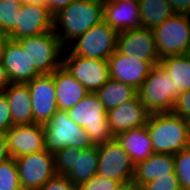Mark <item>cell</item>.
<instances>
[{
	"instance_id": "obj_6",
	"label": "cell",
	"mask_w": 190,
	"mask_h": 190,
	"mask_svg": "<svg viewBox=\"0 0 190 190\" xmlns=\"http://www.w3.org/2000/svg\"><path fill=\"white\" fill-rule=\"evenodd\" d=\"M43 128L45 148L53 154L67 147L83 150L94 146L83 127L77 125L67 111L58 110Z\"/></svg>"
},
{
	"instance_id": "obj_28",
	"label": "cell",
	"mask_w": 190,
	"mask_h": 190,
	"mask_svg": "<svg viewBox=\"0 0 190 190\" xmlns=\"http://www.w3.org/2000/svg\"><path fill=\"white\" fill-rule=\"evenodd\" d=\"M22 0H0V29L10 33L17 25Z\"/></svg>"
},
{
	"instance_id": "obj_33",
	"label": "cell",
	"mask_w": 190,
	"mask_h": 190,
	"mask_svg": "<svg viewBox=\"0 0 190 190\" xmlns=\"http://www.w3.org/2000/svg\"><path fill=\"white\" fill-rule=\"evenodd\" d=\"M173 112L190 121V89L179 94Z\"/></svg>"
},
{
	"instance_id": "obj_1",
	"label": "cell",
	"mask_w": 190,
	"mask_h": 190,
	"mask_svg": "<svg viewBox=\"0 0 190 190\" xmlns=\"http://www.w3.org/2000/svg\"><path fill=\"white\" fill-rule=\"evenodd\" d=\"M104 1L74 0L54 14L53 30L65 48L104 20Z\"/></svg>"
},
{
	"instance_id": "obj_9",
	"label": "cell",
	"mask_w": 190,
	"mask_h": 190,
	"mask_svg": "<svg viewBox=\"0 0 190 190\" xmlns=\"http://www.w3.org/2000/svg\"><path fill=\"white\" fill-rule=\"evenodd\" d=\"M118 34L103 20L80 35L67 48L77 56L107 60L117 50Z\"/></svg>"
},
{
	"instance_id": "obj_13",
	"label": "cell",
	"mask_w": 190,
	"mask_h": 190,
	"mask_svg": "<svg viewBox=\"0 0 190 190\" xmlns=\"http://www.w3.org/2000/svg\"><path fill=\"white\" fill-rule=\"evenodd\" d=\"M26 84L30 90L33 124L44 125L58 111L53 72L40 74Z\"/></svg>"
},
{
	"instance_id": "obj_42",
	"label": "cell",
	"mask_w": 190,
	"mask_h": 190,
	"mask_svg": "<svg viewBox=\"0 0 190 190\" xmlns=\"http://www.w3.org/2000/svg\"><path fill=\"white\" fill-rule=\"evenodd\" d=\"M22 3H28V4L48 7V0H22Z\"/></svg>"
},
{
	"instance_id": "obj_19",
	"label": "cell",
	"mask_w": 190,
	"mask_h": 190,
	"mask_svg": "<svg viewBox=\"0 0 190 190\" xmlns=\"http://www.w3.org/2000/svg\"><path fill=\"white\" fill-rule=\"evenodd\" d=\"M104 21L118 33L140 28L139 0H105Z\"/></svg>"
},
{
	"instance_id": "obj_4",
	"label": "cell",
	"mask_w": 190,
	"mask_h": 190,
	"mask_svg": "<svg viewBox=\"0 0 190 190\" xmlns=\"http://www.w3.org/2000/svg\"><path fill=\"white\" fill-rule=\"evenodd\" d=\"M16 41L40 74H50L62 66L65 47L54 30Z\"/></svg>"
},
{
	"instance_id": "obj_21",
	"label": "cell",
	"mask_w": 190,
	"mask_h": 190,
	"mask_svg": "<svg viewBox=\"0 0 190 190\" xmlns=\"http://www.w3.org/2000/svg\"><path fill=\"white\" fill-rule=\"evenodd\" d=\"M58 110L68 111L89 92L63 66L53 72Z\"/></svg>"
},
{
	"instance_id": "obj_27",
	"label": "cell",
	"mask_w": 190,
	"mask_h": 190,
	"mask_svg": "<svg viewBox=\"0 0 190 190\" xmlns=\"http://www.w3.org/2000/svg\"><path fill=\"white\" fill-rule=\"evenodd\" d=\"M137 93L132 86L111 77L96 92L107 111L132 99Z\"/></svg>"
},
{
	"instance_id": "obj_3",
	"label": "cell",
	"mask_w": 190,
	"mask_h": 190,
	"mask_svg": "<svg viewBox=\"0 0 190 190\" xmlns=\"http://www.w3.org/2000/svg\"><path fill=\"white\" fill-rule=\"evenodd\" d=\"M67 113L77 125L83 127L94 146L114 139L108 124L107 110L96 93L89 92Z\"/></svg>"
},
{
	"instance_id": "obj_43",
	"label": "cell",
	"mask_w": 190,
	"mask_h": 190,
	"mask_svg": "<svg viewBox=\"0 0 190 190\" xmlns=\"http://www.w3.org/2000/svg\"><path fill=\"white\" fill-rule=\"evenodd\" d=\"M189 139H190V121H189Z\"/></svg>"
},
{
	"instance_id": "obj_25",
	"label": "cell",
	"mask_w": 190,
	"mask_h": 190,
	"mask_svg": "<svg viewBox=\"0 0 190 190\" xmlns=\"http://www.w3.org/2000/svg\"><path fill=\"white\" fill-rule=\"evenodd\" d=\"M159 65L174 82L175 89L184 92L190 89V53L160 59Z\"/></svg>"
},
{
	"instance_id": "obj_17",
	"label": "cell",
	"mask_w": 190,
	"mask_h": 190,
	"mask_svg": "<svg viewBox=\"0 0 190 190\" xmlns=\"http://www.w3.org/2000/svg\"><path fill=\"white\" fill-rule=\"evenodd\" d=\"M10 158L45 150L44 128L41 124L15 125L5 132Z\"/></svg>"
},
{
	"instance_id": "obj_18",
	"label": "cell",
	"mask_w": 190,
	"mask_h": 190,
	"mask_svg": "<svg viewBox=\"0 0 190 190\" xmlns=\"http://www.w3.org/2000/svg\"><path fill=\"white\" fill-rule=\"evenodd\" d=\"M150 112L137 93L132 99L107 111L108 124L113 136L147 124Z\"/></svg>"
},
{
	"instance_id": "obj_23",
	"label": "cell",
	"mask_w": 190,
	"mask_h": 190,
	"mask_svg": "<svg viewBox=\"0 0 190 190\" xmlns=\"http://www.w3.org/2000/svg\"><path fill=\"white\" fill-rule=\"evenodd\" d=\"M175 173L174 155L153 153L135 165L133 182L140 188L159 177Z\"/></svg>"
},
{
	"instance_id": "obj_2",
	"label": "cell",
	"mask_w": 190,
	"mask_h": 190,
	"mask_svg": "<svg viewBox=\"0 0 190 190\" xmlns=\"http://www.w3.org/2000/svg\"><path fill=\"white\" fill-rule=\"evenodd\" d=\"M146 126L154 153L174 155L190 147L189 121L174 112L151 113Z\"/></svg>"
},
{
	"instance_id": "obj_26",
	"label": "cell",
	"mask_w": 190,
	"mask_h": 190,
	"mask_svg": "<svg viewBox=\"0 0 190 190\" xmlns=\"http://www.w3.org/2000/svg\"><path fill=\"white\" fill-rule=\"evenodd\" d=\"M141 27L154 30L166 19L174 15L168 0H139Z\"/></svg>"
},
{
	"instance_id": "obj_10",
	"label": "cell",
	"mask_w": 190,
	"mask_h": 190,
	"mask_svg": "<svg viewBox=\"0 0 190 190\" xmlns=\"http://www.w3.org/2000/svg\"><path fill=\"white\" fill-rule=\"evenodd\" d=\"M62 66L91 93H96L110 78L107 60L77 56L68 48L64 50Z\"/></svg>"
},
{
	"instance_id": "obj_37",
	"label": "cell",
	"mask_w": 190,
	"mask_h": 190,
	"mask_svg": "<svg viewBox=\"0 0 190 190\" xmlns=\"http://www.w3.org/2000/svg\"><path fill=\"white\" fill-rule=\"evenodd\" d=\"M74 0H48V7L53 14L67 7Z\"/></svg>"
},
{
	"instance_id": "obj_16",
	"label": "cell",
	"mask_w": 190,
	"mask_h": 190,
	"mask_svg": "<svg viewBox=\"0 0 190 190\" xmlns=\"http://www.w3.org/2000/svg\"><path fill=\"white\" fill-rule=\"evenodd\" d=\"M111 78L132 86L137 91L155 66L136 56H127L117 50L107 59Z\"/></svg>"
},
{
	"instance_id": "obj_30",
	"label": "cell",
	"mask_w": 190,
	"mask_h": 190,
	"mask_svg": "<svg viewBox=\"0 0 190 190\" xmlns=\"http://www.w3.org/2000/svg\"><path fill=\"white\" fill-rule=\"evenodd\" d=\"M174 163L181 189L190 190V147L174 154Z\"/></svg>"
},
{
	"instance_id": "obj_34",
	"label": "cell",
	"mask_w": 190,
	"mask_h": 190,
	"mask_svg": "<svg viewBox=\"0 0 190 190\" xmlns=\"http://www.w3.org/2000/svg\"><path fill=\"white\" fill-rule=\"evenodd\" d=\"M9 105L6 96L0 92V132H6L13 127Z\"/></svg>"
},
{
	"instance_id": "obj_12",
	"label": "cell",
	"mask_w": 190,
	"mask_h": 190,
	"mask_svg": "<svg viewBox=\"0 0 190 190\" xmlns=\"http://www.w3.org/2000/svg\"><path fill=\"white\" fill-rule=\"evenodd\" d=\"M97 175L116 180L120 184L132 182L135 164L115 139L97 146Z\"/></svg>"
},
{
	"instance_id": "obj_5",
	"label": "cell",
	"mask_w": 190,
	"mask_h": 190,
	"mask_svg": "<svg viewBox=\"0 0 190 190\" xmlns=\"http://www.w3.org/2000/svg\"><path fill=\"white\" fill-rule=\"evenodd\" d=\"M142 104L150 113L173 112L179 89L160 65H155L138 90Z\"/></svg>"
},
{
	"instance_id": "obj_31",
	"label": "cell",
	"mask_w": 190,
	"mask_h": 190,
	"mask_svg": "<svg viewBox=\"0 0 190 190\" xmlns=\"http://www.w3.org/2000/svg\"><path fill=\"white\" fill-rule=\"evenodd\" d=\"M181 186L176 173L168 176L159 177L153 181L144 184L141 190H180Z\"/></svg>"
},
{
	"instance_id": "obj_22",
	"label": "cell",
	"mask_w": 190,
	"mask_h": 190,
	"mask_svg": "<svg viewBox=\"0 0 190 190\" xmlns=\"http://www.w3.org/2000/svg\"><path fill=\"white\" fill-rule=\"evenodd\" d=\"M2 92L6 96L13 125L33 124L32 102L27 84L10 83Z\"/></svg>"
},
{
	"instance_id": "obj_32",
	"label": "cell",
	"mask_w": 190,
	"mask_h": 190,
	"mask_svg": "<svg viewBox=\"0 0 190 190\" xmlns=\"http://www.w3.org/2000/svg\"><path fill=\"white\" fill-rule=\"evenodd\" d=\"M121 184L116 180L95 175L78 186V190H116Z\"/></svg>"
},
{
	"instance_id": "obj_8",
	"label": "cell",
	"mask_w": 190,
	"mask_h": 190,
	"mask_svg": "<svg viewBox=\"0 0 190 190\" xmlns=\"http://www.w3.org/2000/svg\"><path fill=\"white\" fill-rule=\"evenodd\" d=\"M153 32L160 59L190 53V16L174 14Z\"/></svg>"
},
{
	"instance_id": "obj_14",
	"label": "cell",
	"mask_w": 190,
	"mask_h": 190,
	"mask_svg": "<svg viewBox=\"0 0 190 190\" xmlns=\"http://www.w3.org/2000/svg\"><path fill=\"white\" fill-rule=\"evenodd\" d=\"M117 51L123 55L136 56L141 61H150L154 65H159L160 57L153 30L140 27L120 32L117 39Z\"/></svg>"
},
{
	"instance_id": "obj_41",
	"label": "cell",
	"mask_w": 190,
	"mask_h": 190,
	"mask_svg": "<svg viewBox=\"0 0 190 190\" xmlns=\"http://www.w3.org/2000/svg\"><path fill=\"white\" fill-rule=\"evenodd\" d=\"M116 190H141L133 181L121 184Z\"/></svg>"
},
{
	"instance_id": "obj_15",
	"label": "cell",
	"mask_w": 190,
	"mask_h": 190,
	"mask_svg": "<svg viewBox=\"0 0 190 190\" xmlns=\"http://www.w3.org/2000/svg\"><path fill=\"white\" fill-rule=\"evenodd\" d=\"M54 14L49 7L23 3L18 12L17 25L9 33L12 40L53 30Z\"/></svg>"
},
{
	"instance_id": "obj_7",
	"label": "cell",
	"mask_w": 190,
	"mask_h": 190,
	"mask_svg": "<svg viewBox=\"0 0 190 190\" xmlns=\"http://www.w3.org/2000/svg\"><path fill=\"white\" fill-rule=\"evenodd\" d=\"M97 146L88 149L67 147L54 153L55 171L77 187L97 174Z\"/></svg>"
},
{
	"instance_id": "obj_36",
	"label": "cell",
	"mask_w": 190,
	"mask_h": 190,
	"mask_svg": "<svg viewBox=\"0 0 190 190\" xmlns=\"http://www.w3.org/2000/svg\"><path fill=\"white\" fill-rule=\"evenodd\" d=\"M175 14L190 16V0H168Z\"/></svg>"
},
{
	"instance_id": "obj_24",
	"label": "cell",
	"mask_w": 190,
	"mask_h": 190,
	"mask_svg": "<svg viewBox=\"0 0 190 190\" xmlns=\"http://www.w3.org/2000/svg\"><path fill=\"white\" fill-rule=\"evenodd\" d=\"M114 139L128 153L135 165L154 153L146 125L118 133Z\"/></svg>"
},
{
	"instance_id": "obj_39",
	"label": "cell",
	"mask_w": 190,
	"mask_h": 190,
	"mask_svg": "<svg viewBox=\"0 0 190 190\" xmlns=\"http://www.w3.org/2000/svg\"><path fill=\"white\" fill-rule=\"evenodd\" d=\"M10 40L11 37L9 33L0 29V61H2L6 46Z\"/></svg>"
},
{
	"instance_id": "obj_11",
	"label": "cell",
	"mask_w": 190,
	"mask_h": 190,
	"mask_svg": "<svg viewBox=\"0 0 190 190\" xmlns=\"http://www.w3.org/2000/svg\"><path fill=\"white\" fill-rule=\"evenodd\" d=\"M15 161L23 190H39L57 175L54 154L46 149L17 157Z\"/></svg>"
},
{
	"instance_id": "obj_29",
	"label": "cell",
	"mask_w": 190,
	"mask_h": 190,
	"mask_svg": "<svg viewBox=\"0 0 190 190\" xmlns=\"http://www.w3.org/2000/svg\"><path fill=\"white\" fill-rule=\"evenodd\" d=\"M0 190H22L14 158L0 163Z\"/></svg>"
},
{
	"instance_id": "obj_40",
	"label": "cell",
	"mask_w": 190,
	"mask_h": 190,
	"mask_svg": "<svg viewBox=\"0 0 190 190\" xmlns=\"http://www.w3.org/2000/svg\"><path fill=\"white\" fill-rule=\"evenodd\" d=\"M10 83L11 82L6 72V69L2 64V61H0V92L6 89Z\"/></svg>"
},
{
	"instance_id": "obj_35",
	"label": "cell",
	"mask_w": 190,
	"mask_h": 190,
	"mask_svg": "<svg viewBox=\"0 0 190 190\" xmlns=\"http://www.w3.org/2000/svg\"><path fill=\"white\" fill-rule=\"evenodd\" d=\"M39 190H78V187L73 185L66 176L56 175L47 181Z\"/></svg>"
},
{
	"instance_id": "obj_20",
	"label": "cell",
	"mask_w": 190,
	"mask_h": 190,
	"mask_svg": "<svg viewBox=\"0 0 190 190\" xmlns=\"http://www.w3.org/2000/svg\"><path fill=\"white\" fill-rule=\"evenodd\" d=\"M2 64L11 83L26 84L40 75L16 40L11 39L7 44Z\"/></svg>"
},
{
	"instance_id": "obj_38",
	"label": "cell",
	"mask_w": 190,
	"mask_h": 190,
	"mask_svg": "<svg viewBox=\"0 0 190 190\" xmlns=\"http://www.w3.org/2000/svg\"><path fill=\"white\" fill-rule=\"evenodd\" d=\"M9 158L5 133L0 132V163L7 161Z\"/></svg>"
}]
</instances>
